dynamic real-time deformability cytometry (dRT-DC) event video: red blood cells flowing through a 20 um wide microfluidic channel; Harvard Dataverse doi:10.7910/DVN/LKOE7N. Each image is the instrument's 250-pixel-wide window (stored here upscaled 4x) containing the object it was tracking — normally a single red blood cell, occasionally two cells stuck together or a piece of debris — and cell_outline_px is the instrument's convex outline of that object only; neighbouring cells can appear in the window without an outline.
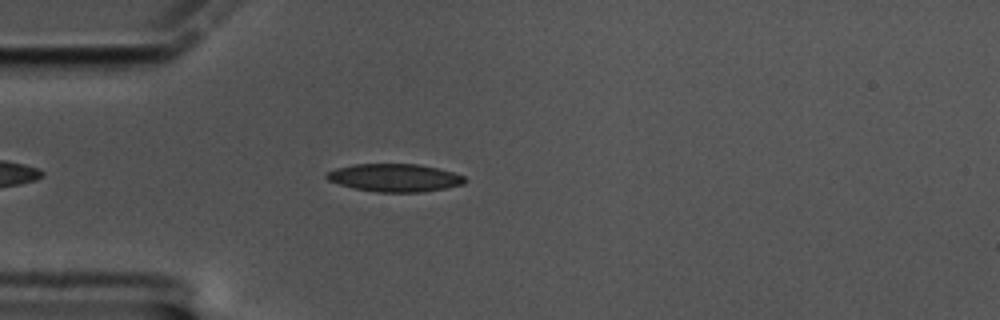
{"species": "common noctule bat (a hibernating species)", "species_latin": "Nyctalus noctula", "temperature_condition": "cold", "stored_images_in_passage": 50, "camera_frame_rate_fps": 3000, "um_per_image_px": 0.085, "animal": {"sex": "male", "body_mass_g": 17.5, "forearm_length_mm": 52.3}, "frame": {"image": 1, "passage_image": 7, "time_ms": 2.0, "image_size_px": [1000, 320], "cell_outline_px": [[468, 180], [464, 184], [444, 188], [420, 192], [376, 192], [352, 188], [328, 180], [324, 176], [328, 172], [336, 168], [352, 164], [420, 164], [452, 172], [464, 176]], "centroid_in_image_um": [33.53, 15.1], "position_along_channel_um": 51.5, "area_um2": 22.43}}
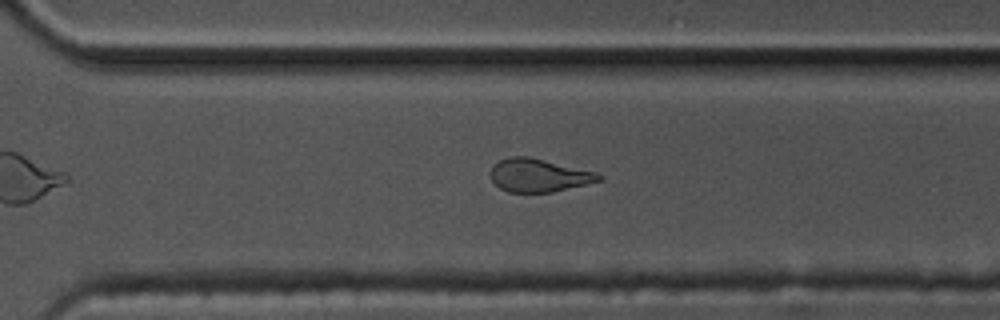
{"frame": {"image": 2, "passage_image": 32, "time_ms": 10.333, "image_size_px": [1000, 320], "cell_outline_px": [[604, 180], [552, 192], [508, 192], [500, 188], [492, 180], [488, 172], [492, 164], [508, 156], [528, 156], [596, 172], [604, 176]], "centroid_in_image_um": [45.77, 14.89], "position_along_channel_um": 324.8, "area_um2": 21.1}}
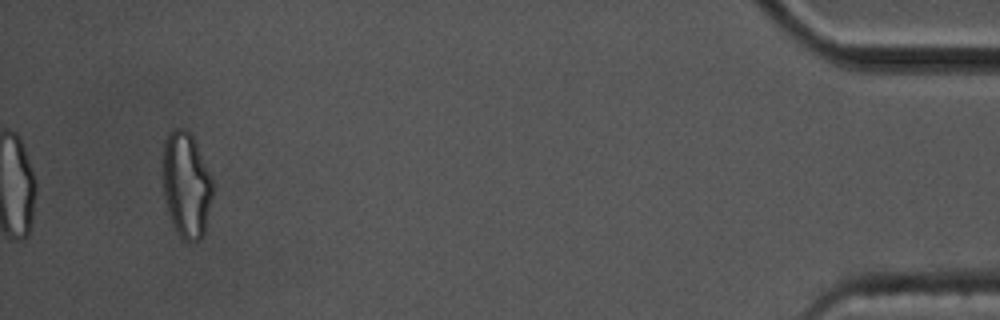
{"frame": {"image": 3, "passage_image": 47, "time_ms": 15.333, "image_size_px": [1000, 320], "cell_outline_px": [[212, 196], [204, 232], [200, 240], [184, 240], [176, 232], [164, 196], [164, 140], [168, 132], [172, 128], [184, 128], [192, 136], [212, 176]], "centroid_in_image_um": [15.85, 15.68], "position_along_channel_um": 419.4, "area_um2": 30.17}, "authors_computed_cell_mechanics": {"area_um2": 22.253, "velocity_mm_per_s": 3.3879, "shape_relaxation_time_tau1_ms": 9.2766, "shape_relaxation_time_tau2_ms": 3.135, "deformation_change_tau1": 0.2028, "deformation_change_tau2": 0.1036}}